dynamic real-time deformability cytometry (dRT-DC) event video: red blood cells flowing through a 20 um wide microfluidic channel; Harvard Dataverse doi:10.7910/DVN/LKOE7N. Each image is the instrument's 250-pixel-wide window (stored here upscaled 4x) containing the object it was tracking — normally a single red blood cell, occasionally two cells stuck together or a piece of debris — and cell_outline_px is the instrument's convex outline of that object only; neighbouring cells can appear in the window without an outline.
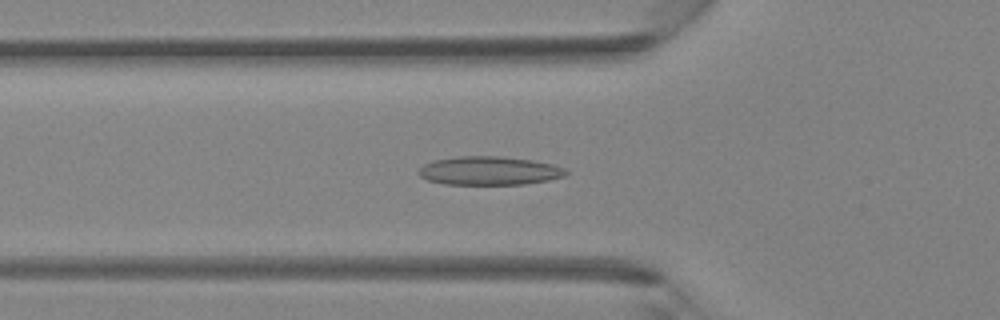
{"species": "Egyptian fruit bat (a non-hibernating species)", "species_latin": "Rousettus aegyptiacus", "temperature_condition": "room temperature", "stored_images_in_passage": 37, "camera_frame_rate_fps": 3000, "um_per_image_px": 0.085, "animal": {"sex": "female"}, "frame": {"image": 1, "passage_image": 10, "time_ms": 3.0, "image_size_px": [1000, 320], "cell_outline_px": [[568, 172], [564, 176], [548, 180], [524, 184], [444, 184], [428, 180], [420, 176], [416, 172], [424, 164], [432, 160], [456, 156], [500, 156], [532, 160], [552, 164], [564, 168]], "centroid_in_image_um": [41.55, 14.5], "position_along_channel_um": 84.3, "area_um2": 24.57}}
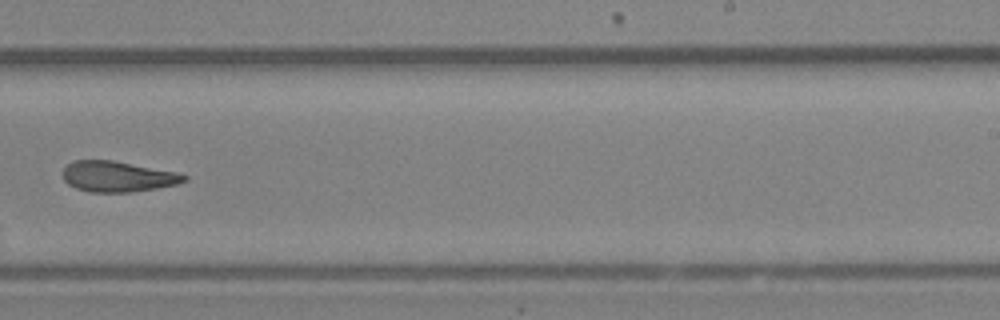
{"frame": {"image": 2, "passage_image": 22, "time_ms": 7.0, "image_size_px": [1000, 320], "cell_outline_px": [[188, 180], [176, 184], [156, 188], [132, 192], [88, 192], [76, 188], [68, 184], [64, 180], [64, 168], [68, 164], [76, 160], [112, 160], [176, 172], [188, 176]], "centroid_in_image_um": [10.0, 15.01], "position_along_channel_um": 279.0, "area_um2": 21.5}}
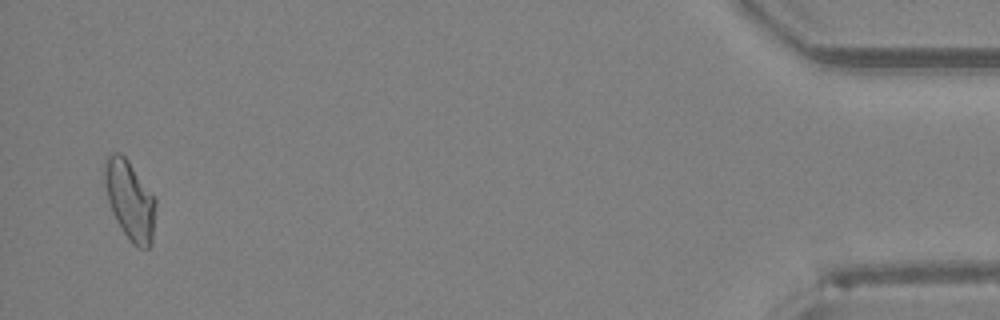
{"frame": {"image": 3, "passage_image": 36, "time_ms": 11.667, "image_size_px": [1000, 320], "cell_outline_px": [[156, 204], [152, 244], [148, 248], [140, 248], [132, 244], [116, 220], [112, 212], [108, 200], [104, 176], [104, 160], [112, 152], [120, 152], [128, 160], [156, 200]], "centroid_in_image_um": [11.04, 17.02], "position_along_channel_um": 424.2, "area_um2": 23.35}}